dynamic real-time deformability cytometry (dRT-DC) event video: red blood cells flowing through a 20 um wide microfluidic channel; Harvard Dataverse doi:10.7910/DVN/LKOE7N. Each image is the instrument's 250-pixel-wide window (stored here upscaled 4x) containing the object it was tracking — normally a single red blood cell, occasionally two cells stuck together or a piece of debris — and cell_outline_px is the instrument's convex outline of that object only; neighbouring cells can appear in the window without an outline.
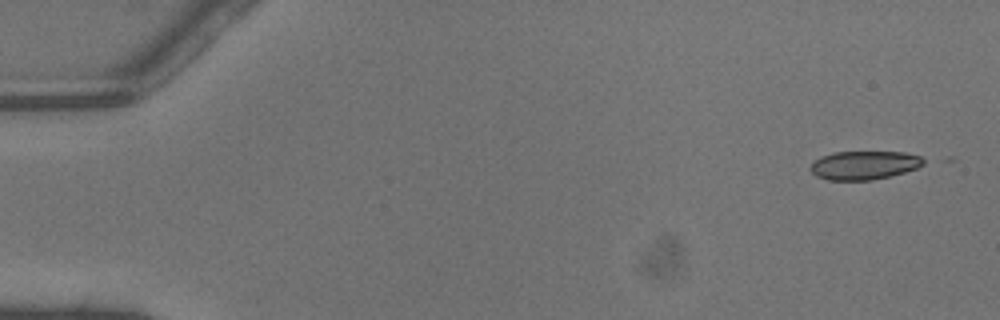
{"species": "common noctule bat (a hibernating species)", "species_latin": "Nyctalus noctula", "temperature_condition": "warm", "stored_images_in_passage": 4, "camera_frame_rate_fps": 3000, "um_per_image_px": 0.085, "animal": {"sex": "male", "body_mass_g": 13.3}, "frame": {"image": 1, "passage_image": 1, "time_ms": 0.0, "image_size_px": [1000, 320], "cell_outline_px": [[928, 160], [924, 164], [916, 168], [904, 172], [872, 180], [828, 180], [816, 176], [808, 168], [820, 156], [836, 152], [904, 152], [920, 156]], "centroid_in_image_um": [73.46, 14.04], "position_along_channel_um": 11.5, "area_um2": 18.84}}